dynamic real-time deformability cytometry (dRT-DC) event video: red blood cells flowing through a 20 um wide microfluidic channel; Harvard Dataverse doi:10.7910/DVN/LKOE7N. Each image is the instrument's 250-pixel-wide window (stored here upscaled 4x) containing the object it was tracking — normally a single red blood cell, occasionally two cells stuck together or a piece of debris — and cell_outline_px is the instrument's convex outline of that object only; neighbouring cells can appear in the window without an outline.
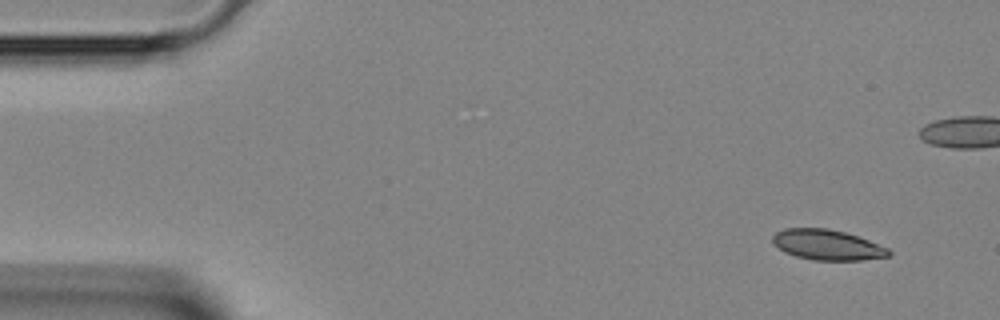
{"species": "Egyptian fruit bat (a non-hibernating species)", "species_latin": "Rousettus aegyptiacus", "temperature_condition": "room temperature", "stored_images_in_passage": 42, "camera_frame_rate_fps": 3000, "um_per_image_px": 0.085, "animal": {"sex": "female"}, "frame": {"image": 1, "passage_image": 1, "time_ms": 0.0, "image_size_px": [1000, 320], "cell_outline_px": [[892, 256], [860, 260], [812, 260], [796, 256], [784, 252], [772, 240], [772, 236], [776, 232], [784, 228], [828, 228], [844, 232], [868, 240], [888, 248], [892, 252]], "centroid_in_image_um": [70.33, 20.81], "position_along_channel_um": 14.7, "area_um2": 20.46}}
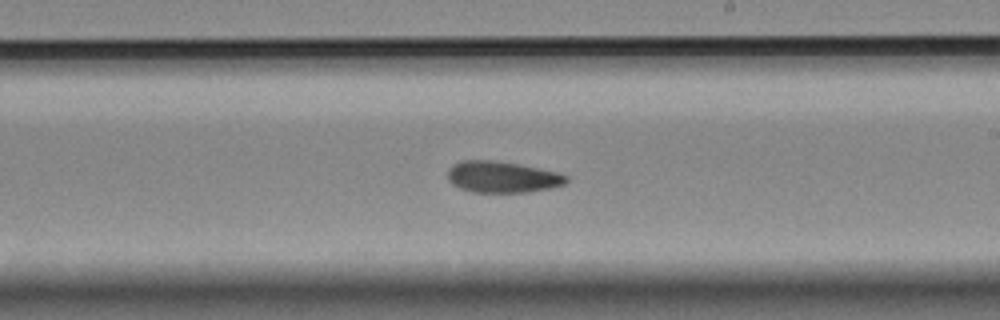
{"frame": {"image": 2, "passage_image": 23, "time_ms": 7.333, "image_size_px": [1000, 320], "cell_outline_px": [[568, 180], [564, 184], [552, 188], [528, 192], [472, 192], [460, 188], [452, 184], [448, 180], [448, 168], [452, 164], [460, 160], [492, 160], [516, 164], [560, 172], [568, 176]], "centroid_in_image_um": [42.68, 15.04], "position_along_channel_um": 246.3, "area_um2": 21.79}}
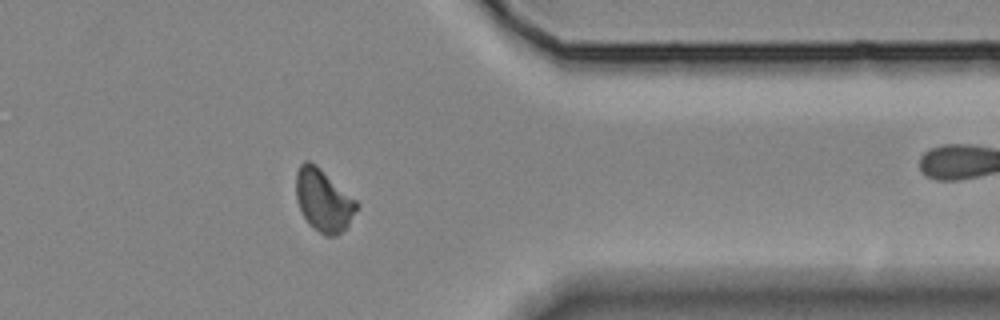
{"frame": {"image": 3, "passage_image": 33, "time_ms": 10.667, "image_size_px": [1000, 320], "cell_outline_px": [[360, 204], [348, 224], [336, 236], [324, 236], [308, 224], [300, 212], [296, 200], [296, 172], [300, 164], [304, 160], [308, 160], [316, 164], [356, 200]], "centroid_in_image_um": [27.46, 17.02], "position_along_channel_um": 383.9, "area_um2": 22.14}}